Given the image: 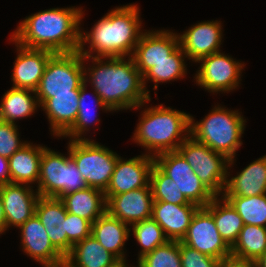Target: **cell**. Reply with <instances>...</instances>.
Wrapping results in <instances>:
<instances>
[{"label": "cell", "instance_id": "cell-43", "mask_svg": "<svg viewBox=\"0 0 266 267\" xmlns=\"http://www.w3.org/2000/svg\"><path fill=\"white\" fill-rule=\"evenodd\" d=\"M256 267H266V251L254 261Z\"/></svg>", "mask_w": 266, "mask_h": 267}, {"label": "cell", "instance_id": "cell-19", "mask_svg": "<svg viewBox=\"0 0 266 267\" xmlns=\"http://www.w3.org/2000/svg\"><path fill=\"white\" fill-rule=\"evenodd\" d=\"M18 55L11 75L13 87L36 90L45 67L54 52L47 49L27 48L15 42Z\"/></svg>", "mask_w": 266, "mask_h": 267}, {"label": "cell", "instance_id": "cell-26", "mask_svg": "<svg viewBox=\"0 0 266 267\" xmlns=\"http://www.w3.org/2000/svg\"><path fill=\"white\" fill-rule=\"evenodd\" d=\"M65 260L69 267H111L119 259L91 234L75 243Z\"/></svg>", "mask_w": 266, "mask_h": 267}, {"label": "cell", "instance_id": "cell-10", "mask_svg": "<svg viewBox=\"0 0 266 267\" xmlns=\"http://www.w3.org/2000/svg\"><path fill=\"white\" fill-rule=\"evenodd\" d=\"M155 164L167 174L186 199L205 207L216 195L199 179L178 151L164 152L154 157Z\"/></svg>", "mask_w": 266, "mask_h": 267}, {"label": "cell", "instance_id": "cell-20", "mask_svg": "<svg viewBox=\"0 0 266 267\" xmlns=\"http://www.w3.org/2000/svg\"><path fill=\"white\" fill-rule=\"evenodd\" d=\"M19 228L22 249L36 262L45 265L65 260V257L51 243L45 227L36 215L26 220Z\"/></svg>", "mask_w": 266, "mask_h": 267}, {"label": "cell", "instance_id": "cell-17", "mask_svg": "<svg viewBox=\"0 0 266 267\" xmlns=\"http://www.w3.org/2000/svg\"><path fill=\"white\" fill-rule=\"evenodd\" d=\"M220 21L193 25L179 35V45L188 59L198 62L203 57L220 52L222 28Z\"/></svg>", "mask_w": 266, "mask_h": 267}, {"label": "cell", "instance_id": "cell-11", "mask_svg": "<svg viewBox=\"0 0 266 267\" xmlns=\"http://www.w3.org/2000/svg\"><path fill=\"white\" fill-rule=\"evenodd\" d=\"M180 242L221 262L231 259V248L222 239L213 216L204 207L196 211Z\"/></svg>", "mask_w": 266, "mask_h": 267}, {"label": "cell", "instance_id": "cell-38", "mask_svg": "<svg viewBox=\"0 0 266 267\" xmlns=\"http://www.w3.org/2000/svg\"><path fill=\"white\" fill-rule=\"evenodd\" d=\"M179 251L182 267H220L221 265L219 259L205 255L180 241Z\"/></svg>", "mask_w": 266, "mask_h": 267}, {"label": "cell", "instance_id": "cell-37", "mask_svg": "<svg viewBox=\"0 0 266 267\" xmlns=\"http://www.w3.org/2000/svg\"><path fill=\"white\" fill-rule=\"evenodd\" d=\"M16 123L0 120V155L10 158L16 151L20 150L27 142H21Z\"/></svg>", "mask_w": 266, "mask_h": 267}, {"label": "cell", "instance_id": "cell-14", "mask_svg": "<svg viewBox=\"0 0 266 267\" xmlns=\"http://www.w3.org/2000/svg\"><path fill=\"white\" fill-rule=\"evenodd\" d=\"M106 211L129 226L151 218L154 199L150 184L119 195L105 196Z\"/></svg>", "mask_w": 266, "mask_h": 267}, {"label": "cell", "instance_id": "cell-35", "mask_svg": "<svg viewBox=\"0 0 266 267\" xmlns=\"http://www.w3.org/2000/svg\"><path fill=\"white\" fill-rule=\"evenodd\" d=\"M138 267H182L179 241L169 240L138 260Z\"/></svg>", "mask_w": 266, "mask_h": 267}, {"label": "cell", "instance_id": "cell-27", "mask_svg": "<svg viewBox=\"0 0 266 267\" xmlns=\"http://www.w3.org/2000/svg\"><path fill=\"white\" fill-rule=\"evenodd\" d=\"M42 152L43 146H34L30 143L16 151L8 159L11 183L27 185L35 181L38 183Z\"/></svg>", "mask_w": 266, "mask_h": 267}, {"label": "cell", "instance_id": "cell-36", "mask_svg": "<svg viewBox=\"0 0 266 267\" xmlns=\"http://www.w3.org/2000/svg\"><path fill=\"white\" fill-rule=\"evenodd\" d=\"M86 87V82L80 86L79 107L76 121L74 125L63 135V137L68 136L72 140L85 139V137H82V134L89 130L88 125H92L90 123H94L92 122V120H94L93 118H95V115L92 114L94 111H90V108L87 106L88 103H86ZM93 93L95 96V106L101 107L102 110L105 109L106 111H110L95 90Z\"/></svg>", "mask_w": 266, "mask_h": 267}, {"label": "cell", "instance_id": "cell-42", "mask_svg": "<svg viewBox=\"0 0 266 267\" xmlns=\"http://www.w3.org/2000/svg\"><path fill=\"white\" fill-rule=\"evenodd\" d=\"M4 231H6V219L4 215L3 204L0 194V234H2Z\"/></svg>", "mask_w": 266, "mask_h": 267}, {"label": "cell", "instance_id": "cell-29", "mask_svg": "<svg viewBox=\"0 0 266 267\" xmlns=\"http://www.w3.org/2000/svg\"><path fill=\"white\" fill-rule=\"evenodd\" d=\"M35 96H31V93ZM0 120L15 124L16 119L27 118L40 107L34 90L12 87L2 97Z\"/></svg>", "mask_w": 266, "mask_h": 267}, {"label": "cell", "instance_id": "cell-18", "mask_svg": "<svg viewBox=\"0 0 266 267\" xmlns=\"http://www.w3.org/2000/svg\"><path fill=\"white\" fill-rule=\"evenodd\" d=\"M35 215L41 221L53 246L66 257L73 244L67 239V210L59 198L42 197L37 200Z\"/></svg>", "mask_w": 266, "mask_h": 267}, {"label": "cell", "instance_id": "cell-9", "mask_svg": "<svg viewBox=\"0 0 266 267\" xmlns=\"http://www.w3.org/2000/svg\"><path fill=\"white\" fill-rule=\"evenodd\" d=\"M192 167L199 179L216 195L225 190L228 167L234 163L225 155L213 151L207 145L189 136L177 150Z\"/></svg>", "mask_w": 266, "mask_h": 267}, {"label": "cell", "instance_id": "cell-3", "mask_svg": "<svg viewBox=\"0 0 266 267\" xmlns=\"http://www.w3.org/2000/svg\"><path fill=\"white\" fill-rule=\"evenodd\" d=\"M137 5L116 7L94 24L90 33L80 31L78 53L87 60L93 57H132L143 32ZM86 42L90 50H85ZM93 52V53H92Z\"/></svg>", "mask_w": 266, "mask_h": 267}, {"label": "cell", "instance_id": "cell-2", "mask_svg": "<svg viewBox=\"0 0 266 267\" xmlns=\"http://www.w3.org/2000/svg\"><path fill=\"white\" fill-rule=\"evenodd\" d=\"M81 8H52L26 17L10 41L27 48L47 49L54 53L78 51Z\"/></svg>", "mask_w": 266, "mask_h": 267}, {"label": "cell", "instance_id": "cell-41", "mask_svg": "<svg viewBox=\"0 0 266 267\" xmlns=\"http://www.w3.org/2000/svg\"><path fill=\"white\" fill-rule=\"evenodd\" d=\"M220 267H256L254 262H240L233 259H229L221 262Z\"/></svg>", "mask_w": 266, "mask_h": 267}, {"label": "cell", "instance_id": "cell-33", "mask_svg": "<svg viewBox=\"0 0 266 267\" xmlns=\"http://www.w3.org/2000/svg\"><path fill=\"white\" fill-rule=\"evenodd\" d=\"M149 184L154 201H163L173 204L190 203L178 189L174 180L165 174L155 163L150 173Z\"/></svg>", "mask_w": 266, "mask_h": 267}, {"label": "cell", "instance_id": "cell-21", "mask_svg": "<svg viewBox=\"0 0 266 267\" xmlns=\"http://www.w3.org/2000/svg\"><path fill=\"white\" fill-rule=\"evenodd\" d=\"M199 208L198 205L191 202L189 204H173L154 201L151 217L161 226L169 240L181 241Z\"/></svg>", "mask_w": 266, "mask_h": 267}, {"label": "cell", "instance_id": "cell-4", "mask_svg": "<svg viewBox=\"0 0 266 267\" xmlns=\"http://www.w3.org/2000/svg\"><path fill=\"white\" fill-rule=\"evenodd\" d=\"M141 116L133 140L148 149L150 156L177 151L190 136V114L161 104L145 109Z\"/></svg>", "mask_w": 266, "mask_h": 267}, {"label": "cell", "instance_id": "cell-15", "mask_svg": "<svg viewBox=\"0 0 266 267\" xmlns=\"http://www.w3.org/2000/svg\"><path fill=\"white\" fill-rule=\"evenodd\" d=\"M179 46L178 34L168 30L142 33L132 58L143 76L157 62L165 60Z\"/></svg>", "mask_w": 266, "mask_h": 267}, {"label": "cell", "instance_id": "cell-1", "mask_svg": "<svg viewBox=\"0 0 266 267\" xmlns=\"http://www.w3.org/2000/svg\"><path fill=\"white\" fill-rule=\"evenodd\" d=\"M91 58L97 66L86 70L84 65V82L90 81L94 85L92 89L110 111L130 108L138 110L145 102L151 101L143 85V76L132 57L127 60L126 57H104V63L103 57Z\"/></svg>", "mask_w": 266, "mask_h": 267}, {"label": "cell", "instance_id": "cell-28", "mask_svg": "<svg viewBox=\"0 0 266 267\" xmlns=\"http://www.w3.org/2000/svg\"><path fill=\"white\" fill-rule=\"evenodd\" d=\"M220 199L216 196L204 208L213 216L219 234L231 248L244 227V223L233 206L224 197Z\"/></svg>", "mask_w": 266, "mask_h": 267}, {"label": "cell", "instance_id": "cell-8", "mask_svg": "<svg viewBox=\"0 0 266 267\" xmlns=\"http://www.w3.org/2000/svg\"><path fill=\"white\" fill-rule=\"evenodd\" d=\"M68 152L88 187L105 191L119 155L87 138L70 140Z\"/></svg>", "mask_w": 266, "mask_h": 267}, {"label": "cell", "instance_id": "cell-7", "mask_svg": "<svg viewBox=\"0 0 266 267\" xmlns=\"http://www.w3.org/2000/svg\"><path fill=\"white\" fill-rule=\"evenodd\" d=\"M84 83V57L78 51L54 53L46 64L35 90L41 106L53 94L72 93Z\"/></svg>", "mask_w": 266, "mask_h": 267}, {"label": "cell", "instance_id": "cell-45", "mask_svg": "<svg viewBox=\"0 0 266 267\" xmlns=\"http://www.w3.org/2000/svg\"><path fill=\"white\" fill-rule=\"evenodd\" d=\"M126 260H118L114 265L111 267H128V265L125 263Z\"/></svg>", "mask_w": 266, "mask_h": 267}, {"label": "cell", "instance_id": "cell-31", "mask_svg": "<svg viewBox=\"0 0 266 267\" xmlns=\"http://www.w3.org/2000/svg\"><path fill=\"white\" fill-rule=\"evenodd\" d=\"M187 58L180 45L168 56L167 59L157 62L150 70L143 75V85L147 94L149 90H146V80H150L155 83H163L179 78L187 73L184 58Z\"/></svg>", "mask_w": 266, "mask_h": 267}, {"label": "cell", "instance_id": "cell-22", "mask_svg": "<svg viewBox=\"0 0 266 267\" xmlns=\"http://www.w3.org/2000/svg\"><path fill=\"white\" fill-rule=\"evenodd\" d=\"M80 89L72 93L53 94L42 105L53 135L63 136L75 123L78 114Z\"/></svg>", "mask_w": 266, "mask_h": 267}, {"label": "cell", "instance_id": "cell-16", "mask_svg": "<svg viewBox=\"0 0 266 267\" xmlns=\"http://www.w3.org/2000/svg\"><path fill=\"white\" fill-rule=\"evenodd\" d=\"M0 194L6 219V230L11 226L20 227L35 215L37 200L40 197L27 184L8 183L0 186Z\"/></svg>", "mask_w": 266, "mask_h": 267}, {"label": "cell", "instance_id": "cell-12", "mask_svg": "<svg viewBox=\"0 0 266 267\" xmlns=\"http://www.w3.org/2000/svg\"><path fill=\"white\" fill-rule=\"evenodd\" d=\"M195 75L196 83L210 92H230L240 82V73L244 67L238 61L221 52L203 57Z\"/></svg>", "mask_w": 266, "mask_h": 267}, {"label": "cell", "instance_id": "cell-30", "mask_svg": "<svg viewBox=\"0 0 266 267\" xmlns=\"http://www.w3.org/2000/svg\"><path fill=\"white\" fill-rule=\"evenodd\" d=\"M266 251V227L244 225L231 247V259L254 262Z\"/></svg>", "mask_w": 266, "mask_h": 267}, {"label": "cell", "instance_id": "cell-13", "mask_svg": "<svg viewBox=\"0 0 266 267\" xmlns=\"http://www.w3.org/2000/svg\"><path fill=\"white\" fill-rule=\"evenodd\" d=\"M155 163L154 157L142 154L129 160L118 156L105 196L119 195L146 187L150 183V173Z\"/></svg>", "mask_w": 266, "mask_h": 267}, {"label": "cell", "instance_id": "cell-24", "mask_svg": "<svg viewBox=\"0 0 266 267\" xmlns=\"http://www.w3.org/2000/svg\"><path fill=\"white\" fill-rule=\"evenodd\" d=\"M127 225L106 211L92 224L91 234L107 251L125 260L123 247L131 231Z\"/></svg>", "mask_w": 266, "mask_h": 267}, {"label": "cell", "instance_id": "cell-32", "mask_svg": "<svg viewBox=\"0 0 266 267\" xmlns=\"http://www.w3.org/2000/svg\"><path fill=\"white\" fill-rule=\"evenodd\" d=\"M224 197L241 216L244 225L266 227V194L242 197Z\"/></svg>", "mask_w": 266, "mask_h": 267}, {"label": "cell", "instance_id": "cell-39", "mask_svg": "<svg viewBox=\"0 0 266 267\" xmlns=\"http://www.w3.org/2000/svg\"><path fill=\"white\" fill-rule=\"evenodd\" d=\"M92 223L72 213L66 215L67 239L74 245L91 235Z\"/></svg>", "mask_w": 266, "mask_h": 267}, {"label": "cell", "instance_id": "cell-23", "mask_svg": "<svg viewBox=\"0 0 266 267\" xmlns=\"http://www.w3.org/2000/svg\"><path fill=\"white\" fill-rule=\"evenodd\" d=\"M266 194V155L227 180L222 196L250 197Z\"/></svg>", "mask_w": 266, "mask_h": 267}, {"label": "cell", "instance_id": "cell-34", "mask_svg": "<svg viewBox=\"0 0 266 267\" xmlns=\"http://www.w3.org/2000/svg\"><path fill=\"white\" fill-rule=\"evenodd\" d=\"M131 226L133 235L142 248L138 260L145 254L152 252L157 246L169 241L161 226L152 217Z\"/></svg>", "mask_w": 266, "mask_h": 267}, {"label": "cell", "instance_id": "cell-5", "mask_svg": "<svg viewBox=\"0 0 266 267\" xmlns=\"http://www.w3.org/2000/svg\"><path fill=\"white\" fill-rule=\"evenodd\" d=\"M194 122L190 116V136L229 160L235 158L237 149L242 145L241 136L246 122L238 111L218 105L203 120Z\"/></svg>", "mask_w": 266, "mask_h": 267}, {"label": "cell", "instance_id": "cell-25", "mask_svg": "<svg viewBox=\"0 0 266 267\" xmlns=\"http://www.w3.org/2000/svg\"><path fill=\"white\" fill-rule=\"evenodd\" d=\"M60 200L68 213L83 217L92 224L106 212L105 193L97 188L87 187L71 192L63 195Z\"/></svg>", "mask_w": 266, "mask_h": 267}, {"label": "cell", "instance_id": "cell-44", "mask_svg": "<svg viewBox=\"0 0 266 267\" xmlns=\"http://www.w3.org/2000/svg\"><path fill=\"white\" fill-rule=\"evenodd\" d=\"M42 266H44V267H66V260H63V261L58 262L56 264H45Z\"/></svg>", "mask_w": 266, "mask_h": 267}, {"label": "cell", "instance_id": "cell-6", "mask_svg": "<svg viewBox=\"0 0 266 267\" xmlns=\"http://www.w3.org/2000/svg\"><path fill=\"white\" fill-rule=\"evenodd\" d=\"M68 154L66 157L43 146L37 186L40 196L60 199L63 195L88 187Z\"/></svg>", "mask_w": 266, "mask_h": 267}, {"label": "cell", "instance_id": "cell-40", "mask_svg": "<svg viewBox=\"0 0 266 267\" xmlns=\"http://www.w3.org/2000/svg\"><path fill=\"white\" fill-rule=\"evenodd\" d=\"M11 183L9 160L0 155V186Z\"/></svg>", "mask_w": 266, "mask_h": 267}]
</instances>
